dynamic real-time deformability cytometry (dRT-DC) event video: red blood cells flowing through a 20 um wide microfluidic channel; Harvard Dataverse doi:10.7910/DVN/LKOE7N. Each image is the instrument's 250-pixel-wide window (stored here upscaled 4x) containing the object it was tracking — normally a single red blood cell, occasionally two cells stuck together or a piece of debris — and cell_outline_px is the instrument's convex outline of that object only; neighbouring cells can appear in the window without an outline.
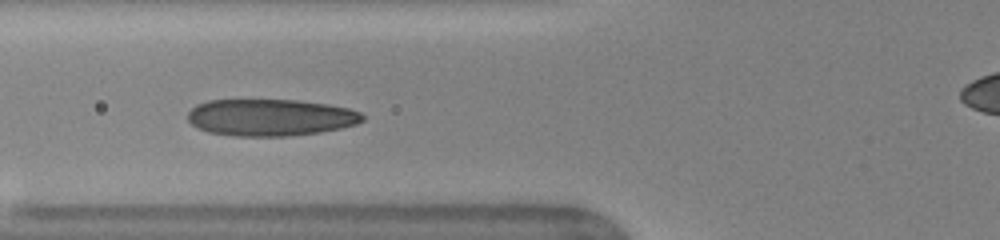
{"species": "human", "species_latin": "Homo sapiens", "temperature_condition": "warm", "stored_images_in_passage": 42, "segment_of_instrument_passage": [1, 2], "camera_frame_rate_fps": 3000, "um_per_image_px": 0.085, "donor": {"sex": "female"}, "frame": {"image": 1, "passage_image": 11, "time_ms": 3.333, "image_size_px": [1000, 240], "cell_outline_px": [[364, 120], [356, 124], [340, 128], [320, 132], [284, 136], [236, 136], [208, 132], [196, 128], [188, 120], [188, 112], [196, 104], [208, 100], [296, 100], [328, 104], [348, 108], [360, 112], [364, 116]], "centroid_in_image_um": [22.96, 9.98], "position_along_channel_um": 102.8, "area_um2": 37.57}}
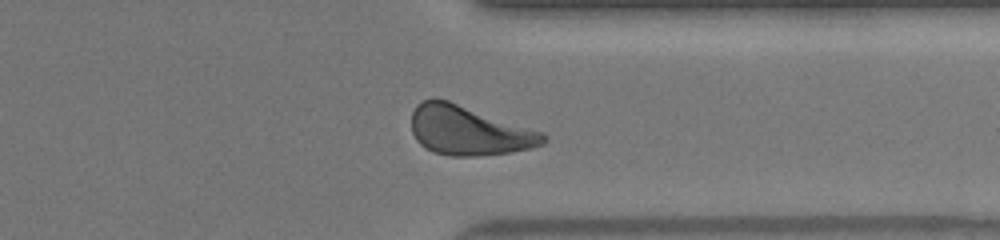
{"frame": {"image": 2, "passage_image": 31, "time_ms": 10.0, "image_size_px": [1000, 240], "cell_outline_px": [[548, 140], [544, 144], [532, 148], [512, 152], [476, 156], [448, 156], [432, 152], [424, 148], [416, 140], [412, 132], [412, 112], [416, 104], [424, 100], [448, 100], [544, 132], [548, 136]], "centroid_in_image_um": [39.87, 11.12], "position_along_channel_um": 371.5, "area_um2": 38.09}}
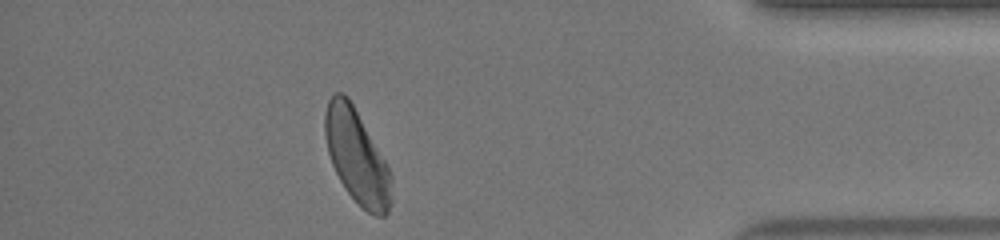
{"frame": {"image": 3, "passage_image": 36, "time_ms": 11.667, "image_size_px": [1000, 240], "cell_outline_px": [[392, 204], [388, 212], [384, 216], [376, 216], [368, 212], [348, 192], [340, 180], [332, 164], [328, 152], [324, 136], [324, 112], [328, 100], [336, 92], [344, 92], [348, 96], [384, 160], [392, 176]], "centroid_in_image_um": [30.32, 13.3], "position_along_channel_um": 404.9, "area_um2": 36.01}}